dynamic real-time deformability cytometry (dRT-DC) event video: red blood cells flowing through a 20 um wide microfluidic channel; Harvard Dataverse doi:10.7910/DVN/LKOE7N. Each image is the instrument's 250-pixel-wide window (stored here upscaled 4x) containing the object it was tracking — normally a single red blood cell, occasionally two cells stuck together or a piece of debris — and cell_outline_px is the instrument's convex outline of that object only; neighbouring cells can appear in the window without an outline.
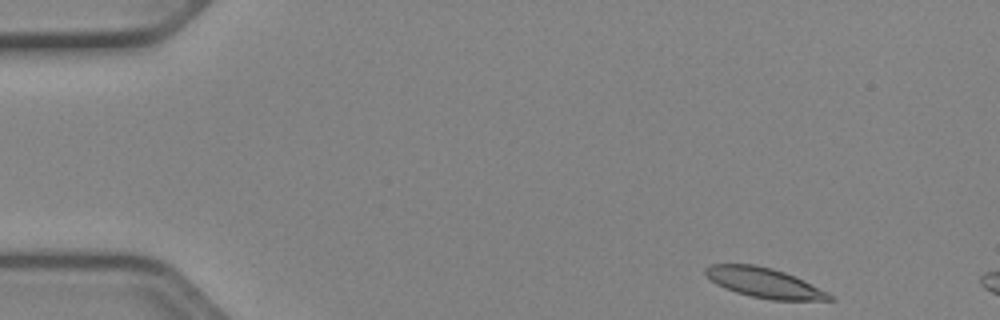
{"species": "Egyptian fruit bat (a non-hibernating species)", "species_latin": "Rousettus aegyptiacus", "temperature_condition": "cold", "stored_images_in_passage": 11, "camera_frame_rate_fps": 3000, "um_per_image_px": 0.085, "animal": {"sex": "female"}, "frame": {"image": 1, "passage_image": 1, "time_ms": 0.0, "image_size_px": [1000, 320], "cell_outline_px": [[836, 300], [772, 300], [752, 296], [736, 292], [724, 288], [716, 284], [704, 272], [704, 268], [712, 264], [756, 264], [772, 268], [784, 272], [828, 292]], "centroid_in_image_um": [64.94, 24.03], "position_along_channel_um": 20.1, "area_um2": 21.33}}
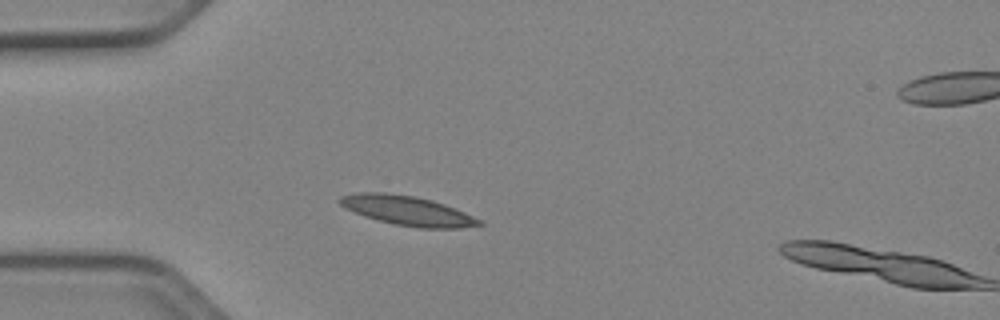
{"frame": {"image": 2, "passage_image": 10, "time_ms": 3.0, "image_size_px": [1000, 320], "cell_outline_px": [[484, 224], [460, 228], [420, 228], [392, 224], [364, 216], [344, 208], [336, 200], [340, 196], [360, 192], [384, 192], [416, 196], [432, 200], [444, 204], [464, 212], [480, 220]], "centroid_in_image_um": [34.58, 17.9], "position_along_channel_um": 50.4, "area_um2": 23.99}}